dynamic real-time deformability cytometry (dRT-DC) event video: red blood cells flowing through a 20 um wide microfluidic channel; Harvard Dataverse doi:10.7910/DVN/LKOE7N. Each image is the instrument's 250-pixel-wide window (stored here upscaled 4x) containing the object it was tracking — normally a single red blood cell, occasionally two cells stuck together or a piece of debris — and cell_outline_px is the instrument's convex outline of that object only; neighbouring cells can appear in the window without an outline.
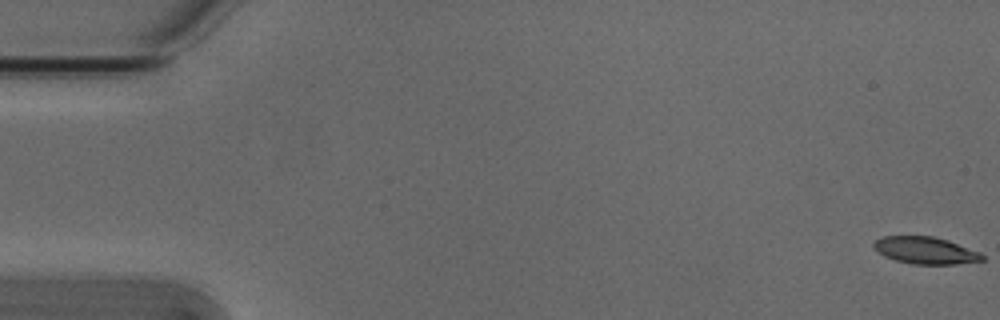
{"species": "Egyptian fruit bat (a non-hibernating species)", "species_latin": "Rousettus aegyptiacus", "temperature_condition": "cold", "stored_images_in_passage": 5, "camera_frame_rate_fps": 3000, "um_per_image_px": 0.085, "animal": {"sex": "male"}, "frame": {"image": 1, "passage_image": 1, "time_ms": 0.0, "image_size_px": [1000, 320], "cell_outline_px": [[984, 260], [956, 264], [912, 264], [896, 260], [884, 256], [872, 244], [876, 240], [884, 236], [932, 236], [948, 240], [980, 252], [984, 256]], "centroid_in_image_um": [78.69, 21.28], "position_along_channel_um": 6.3, "area_um2": 16.94}}